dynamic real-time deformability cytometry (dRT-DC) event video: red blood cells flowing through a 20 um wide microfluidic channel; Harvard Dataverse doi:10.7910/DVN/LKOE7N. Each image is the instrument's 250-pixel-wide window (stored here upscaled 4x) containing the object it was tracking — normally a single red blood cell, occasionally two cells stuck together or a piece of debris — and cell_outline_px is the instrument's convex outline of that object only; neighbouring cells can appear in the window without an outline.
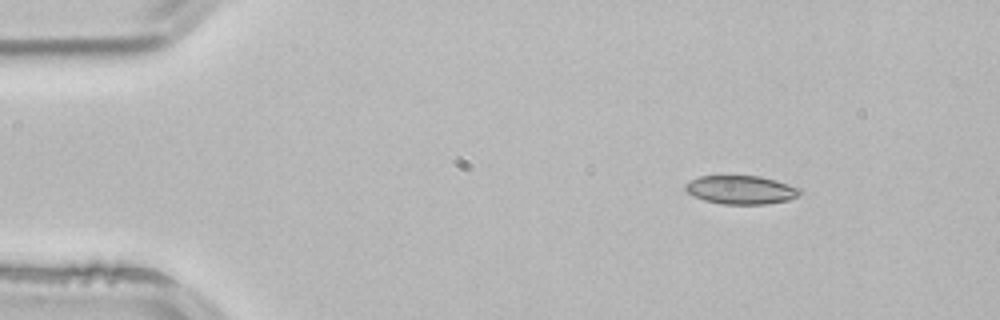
{"species": "common noctule bat (a hibernating species)", "species_latin": "Nyctalus noctula", "temperature_condition": "room temperature", "stored_images_in_passage": 3, "camera_frame_rate_fps": 3000, "um_per_image_px": 0.085, "animal": {"sex": "male", "body_mass_g": 21.5, "forearm_length_mm": 52.0}, "frame": {"image": 1, "passage_image": 1, "time_ms": 0.0, "image_size_px": [1000, 320], "cell_outline_px": [[800, 192], [796, 196], [788, 200], [764, 204], [724, 204], [704, 200], [692, 196], [684, 188], [684, 184], [700, 176], [760, 176], [776, 180], [800, 188]], "centroid_in_image_um": [62.95, 16.13], "position_along_channel_um": 22.0, "area_um2": 18.9}}
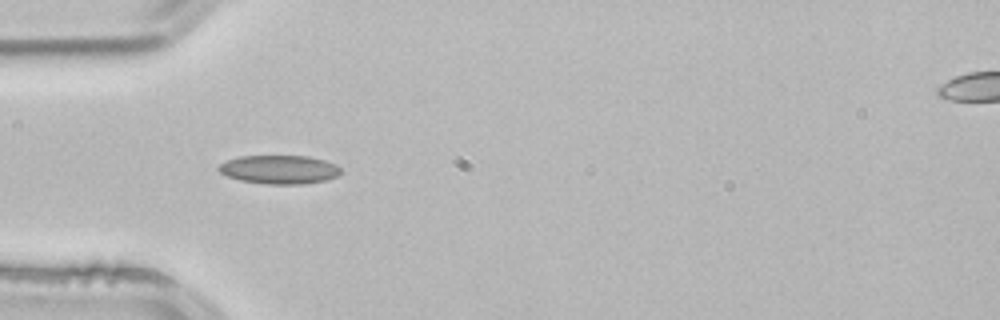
{"frame": {"image": 2, "passage_image": 3, "time_ms": 0.667, "image_size_px": [1000, 320], "cell_outline_px": [[340, 172], [336, 176], [328, 180], [300, 184], [264, 184], [240, 180], [228, 176], [220, 172], [216, 168], [220, 164], [228, 160], [240, 156], [308, 156], [324, 160], [336, 164], [340, 168]], "centroid_in_image_um": [23.74, 14.41], "position_along_channel_um": 61.3, "area_um2": 20.35}}